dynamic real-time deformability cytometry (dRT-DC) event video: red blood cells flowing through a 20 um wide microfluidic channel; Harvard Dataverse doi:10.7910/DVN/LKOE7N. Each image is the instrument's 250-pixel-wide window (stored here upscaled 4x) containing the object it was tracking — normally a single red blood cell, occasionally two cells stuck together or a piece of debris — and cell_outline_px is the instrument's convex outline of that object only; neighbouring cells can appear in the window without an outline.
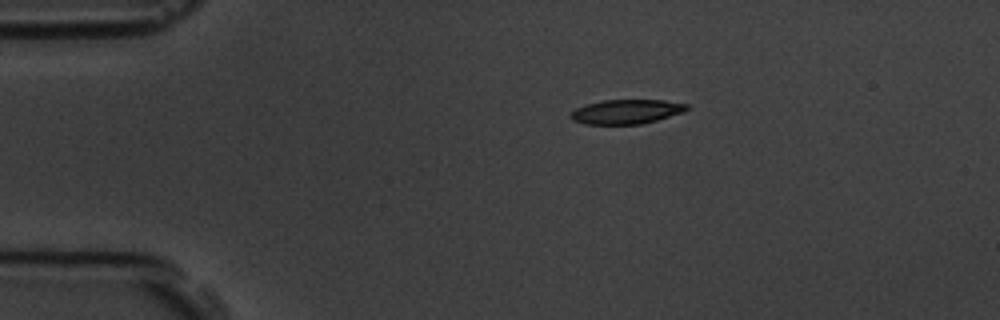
{"species": "common noctule bat (a hibernating species)", "species_latin": "Nyctalus noctula", "temperature_condition": "room temperature", "stored_images_in_passage": 3, "camera_frame_rate_fps": 3000, "um_per_image_px": 0.085, "animal": {"sex": "male", "body_mass_g": 19.5, "forearm_length_mm": 54.6}, "frame": {"image": 1, "passage_image": 1, "time_ms": 0.0, "image_size_px": [1000, 320], "cell_outline_px": [[688, 108], [684, 112], [656, 120], [640, 124], [584, 124], [572, 120], [568, 116], [576, 108], [588, 104], [604, 100], [664, 100], [688, 104]], "centroid_in_image_um": [53.24, 9.49], "position_along_channel_um": 31.8, "area_um2": 16.42}}
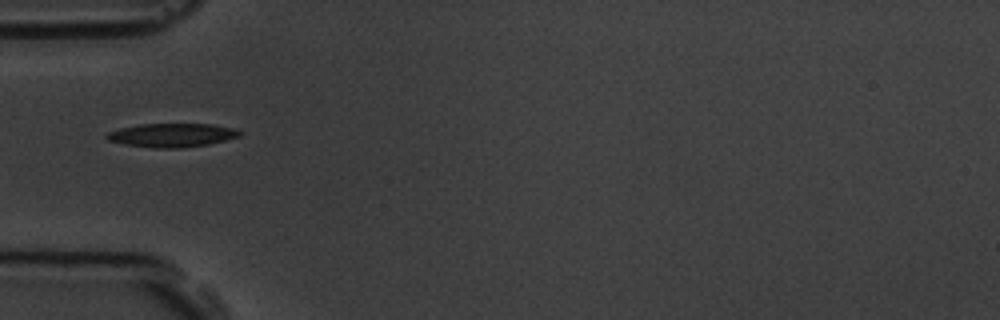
{"frame": {"image": 2, "passage_image": 3, "time_ms": 2.333, "image_size_px": [1000, 320], "cell_outline_px": [[240, 136], [208, 144], [180, 148], [156, 148], [124, 144], [108, 140], [104, 136], [108, 132], [120, 128], [140, 124], [212, 124], [232, 128], [240, 132]], "centroid_in_image_um": [14.57, 11.49], "position_along_channel_um": 70.4, "area_um2": 18.15}}